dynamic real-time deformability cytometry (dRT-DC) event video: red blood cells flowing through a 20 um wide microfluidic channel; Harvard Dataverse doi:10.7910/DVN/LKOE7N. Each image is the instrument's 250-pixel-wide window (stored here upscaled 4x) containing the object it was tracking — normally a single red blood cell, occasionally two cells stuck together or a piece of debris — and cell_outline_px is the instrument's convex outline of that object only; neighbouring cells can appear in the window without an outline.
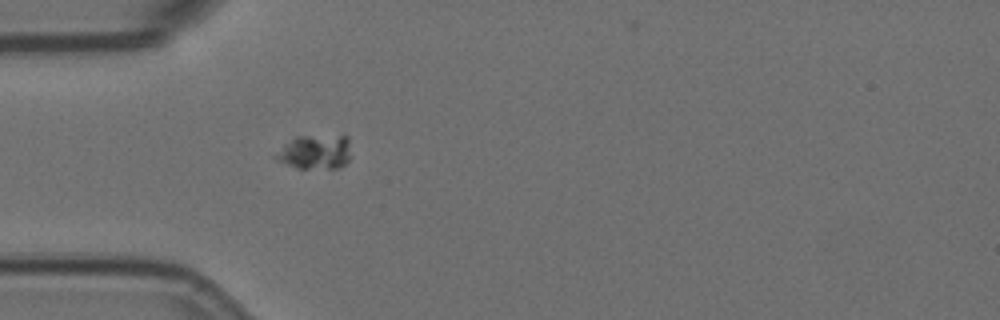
{"species": "Egyptian fruit bat (a non-hibernating species)", "species_latin": "Rousettus aegyptiacus", "temperature_condition": "room temperature", "stored_images_in_passage": 3, "camera_frame_rate_fps": 3000, "um_per_image_px": 0.085, "animal": {"sex": "female"}, "frame": {"image": 1, "passage_image": 3, "time_ms": 0.667, "image_size_px": [1000, 320], "cell_outline_px": [[348, 160], [340, 168], [300, 168], [288, 164], [280, 160], [276, 156], [284, 144], [296, 136], [348, 136]], "centroid_in_image_um": [26.82, 12.91], "position_along_channel_um": 58.2, "area_um2": 14.45}}